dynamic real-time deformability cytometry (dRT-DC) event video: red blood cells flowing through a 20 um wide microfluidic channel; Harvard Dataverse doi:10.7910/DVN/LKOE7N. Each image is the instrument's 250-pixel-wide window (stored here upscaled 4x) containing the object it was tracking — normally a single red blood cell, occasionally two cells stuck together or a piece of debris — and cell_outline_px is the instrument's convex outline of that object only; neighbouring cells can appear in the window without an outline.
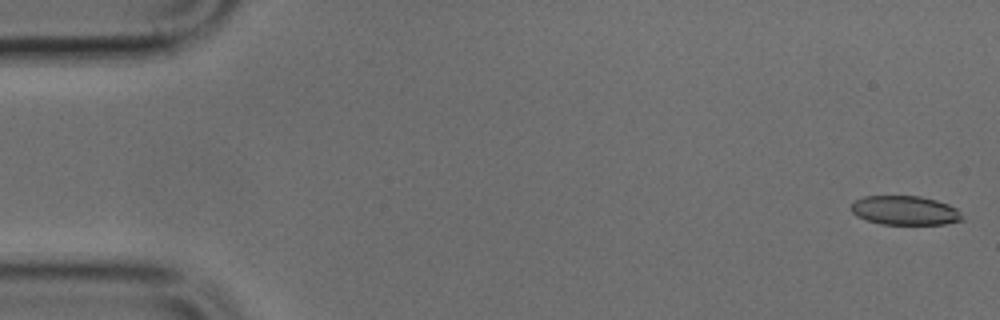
{"species": "common noctule bat (a hibernating species)", "species_latin": "Nyctalus noctula", "temperature_condition": "cold", "stored_images_in_passage": 50, "camera_frame_rate_fps": 3000, "um_per_image_px": 0.085, "animal": {"sex": "male", "body_mass_g": 17.9, "forearm_length_mm": 54.2}, "frame": {"image": 1, "passage_image": 1, "time_ms": 0.0, "image_size_px": [1000, 320], "cell_outline_px": [[964, 220], [944, 224], [880, 224], [856, 216], [852, 212], [852, 204], [856, 200], [864, 196], [920, 196], [936, 200], [948, 204], [956, 208], [960, 212]], "centroid_in_image_um": [76.94, 17.89], "position_along_channel_um": 8.1, "area_um2": 18.79}}
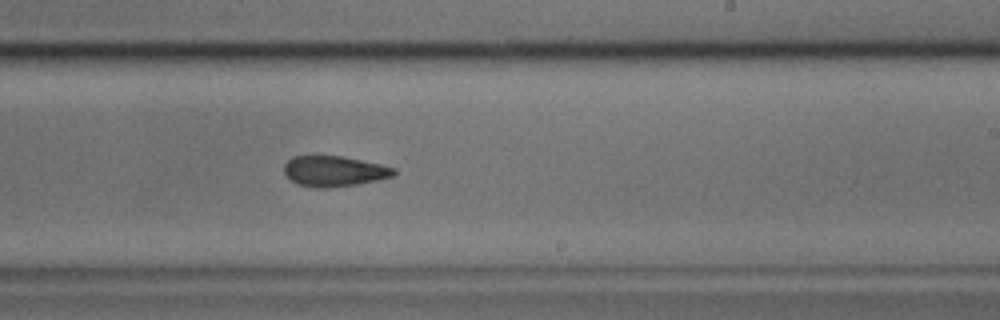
{"frame": {"image": 2, "passage_image": 29, "time_ms": 9.333, "image_size_px": [1000, 320], "cell_outline_px": [[396, 172], [392, 176], [376, 180], [356, 184], [328, 188], [312, 188], [300, 184], [292, 180], [284, 172], [284, 164], [292, 156], [340, 156], [380, 164], [396, 168]], "centroid_in_image_um": [28.39, 14.55], "position_along_channel_um": 260.6, "area_um2": 19.31}}
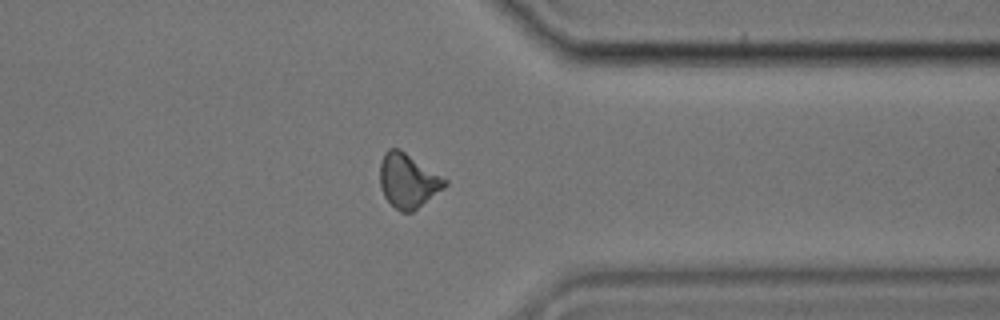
{"frame": {"image": 3, "passage_image": 38, "time_ms": 12.333, "image_size_px": [1000, 320], "cell_outline_px": [[448, 184], [444, 188], [412, 212], [400, 212], [384, 196], [380, 184], [380, 164], [384, 152], [388, 148], [400, 148], [448, 180]], "centroid_in_image_um": [34.68, 15.34], "position_along_channel_um": 376.7, "area_um2": 20.46}}